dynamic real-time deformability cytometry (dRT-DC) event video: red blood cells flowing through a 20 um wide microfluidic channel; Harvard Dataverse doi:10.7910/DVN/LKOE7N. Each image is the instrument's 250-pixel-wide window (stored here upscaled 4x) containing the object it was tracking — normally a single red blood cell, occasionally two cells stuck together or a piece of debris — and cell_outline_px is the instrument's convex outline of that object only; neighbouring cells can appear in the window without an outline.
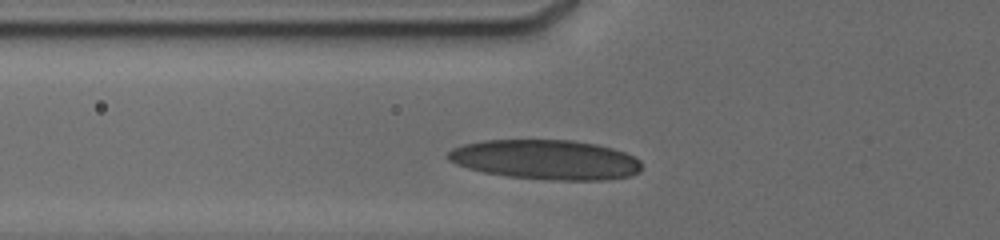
{"species": "human", "species_latin": "Homo sapiens", "temperature_condition": "cold", "stored_images_in_passage": 36, "camera_frame_rate_fps": 3000, "um_per_image_px": 0.085, "donor": {"sex": "male"}, "frame": {"image": 1, "passage_image": 6, "time_ms": 2.0, "image_size_px": [1000, 240], "cell_outline_px": [[640, 172], [632, 176], [604, 180], [548, 180], [508, 176], [484, 172], [468, 168], [456, 164], [448, 160], [444, 156], [452, 148], [464, 144], [480, 140], [572, 140], [596, 144], [612, 148], [624, 152], [640, 160]], "centroid_in_image_um": [46.37, 13.57], "position_along_channel_um": 79.4, "area_um2": 45.03}}
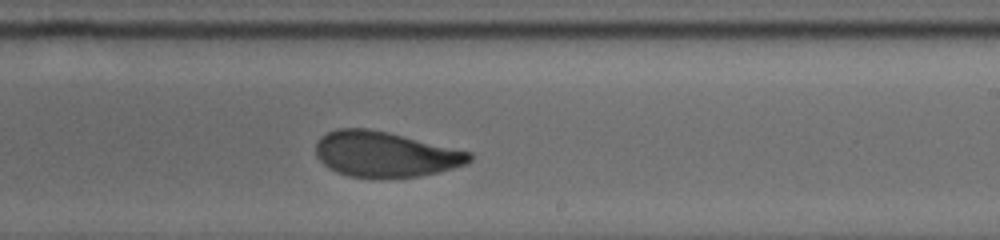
{"frame": {"image": 2, "passage_image": 23, "time_ms": 6.667, "image_size_px": [1000, 240], "cell_outline_px": [[472, 160], [468, 164], [440, 172], [420, 176], [348, 176], [336, 172], [328, 168], [316, 156], [316, 144], [320, 136], [336, 128], [368, 128], [388, 132], [472, 152]], "centroid_in_image_um": [32.75, 13.09], "position_along_channel_um": 256.3, "area_um2": 40.46}}
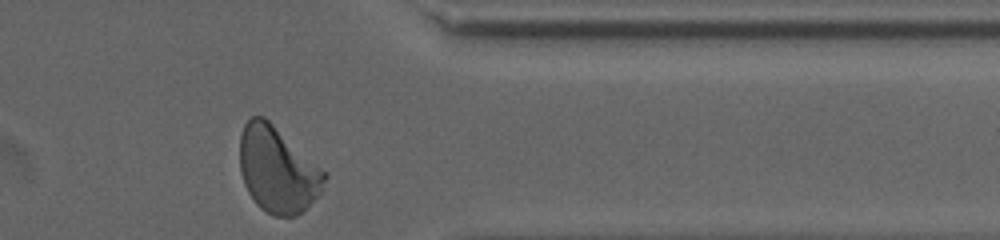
{"frame": {"image": 3, "passage_image": 36, "time_ms": 10.333, "image_size_px": [1000, 240], "cell_outline_px": [[328, 176], [324, 188], [300, 212], [292, 216], [272, 216], [260, 208], [256, 204], [248, 192], [244, 184], [240, 172], [240, 136], [244, 124], [252, 116], [264, 116], [328, 172]], "centroid_in_image_um": [23.6, 14.41], "position_along_channel_um": 387.8, "area_um2": 42.54}, "authors_computed_cell_mechanics": {"area_um2": 41.7316, "velocity_mm_per_s": 3.778, "shape_relaxation_time_tau1_ms": 5.0605, "shape_relaxation_time_tau2_ms": 1.6826, "deformation_change_tau1": 0.1724, "deformation_change_tau2": 0.0759}}